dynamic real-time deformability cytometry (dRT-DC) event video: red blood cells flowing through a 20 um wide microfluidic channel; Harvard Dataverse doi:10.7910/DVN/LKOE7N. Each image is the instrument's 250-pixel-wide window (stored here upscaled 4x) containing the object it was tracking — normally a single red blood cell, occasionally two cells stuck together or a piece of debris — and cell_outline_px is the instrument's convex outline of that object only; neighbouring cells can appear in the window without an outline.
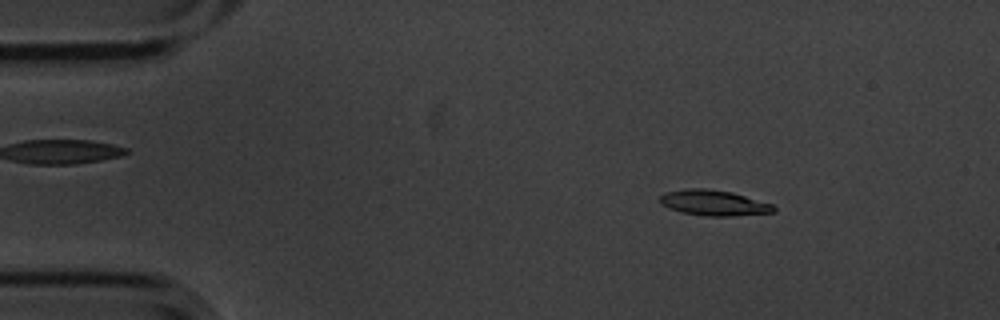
{"species": "common noctule bat (a hibernating species)", "species_latin": "Nyctalus noctula", "temperature_condition": "cold", "stored_images_in_passage": 5, "camera_frame_rate_fps": 3000, "um_per_image_px": 0.085, "animal": {"sex": "male", "body_mass_g": 20.1, "forearm_length_mm": 53.5}, "frame": {"image": 1, "passage_image": 3, "time_ms": 0.667, "image_size_px": [1000, 320], "cell_outline_px": [[776, 212], [732, 216], [708, 216], [680, 212], [660, 204], [660, 196], [668, 192], [684, 188], [704, 188], [732, 192], [772, 204], [776, 208]], "centroid_in_image_um": [60.68, 17.24], "position_along_channel_um": 24.3, "area_um2": 16.88}}